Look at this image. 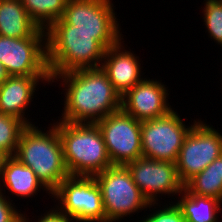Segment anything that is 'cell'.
<instances>
[{"label":"cell","mask_w":222,"mask_h":222,"mask_svg":"<svg viewBox=\"0 0 222 222\" xmlns=\"http://www.w3.org/2000/svg\"><path fill=\"white\" fill-rule=\"evenodd\" d=\"M55 81H60L65 91L59 121L96 124L121 109V95L101 67L58 74L52 78V83Z\"/></svg>","instance_id":"obj_1"},{"label":"cell","mask_w":222,"mask_h":222,"mask_svg":"<svg viewBox=\"0 0 222 222\" xmlns=\"http://www.w3.org/2000/svg\"><path fill=\"white\" fill-rule=\"evenodd\" d=\"M51 78L78 69L100 68L106 50L122 33L46 32Z\"/></svg>","instance_id":"obj_2"},{"label":"cell","mask_w":222,"mask_h":222,"mask_svg":"<svg viewBox=\"0 0 222 222\" xmlns=\"http://www.w3.org/2000/svg\"><path fill=\"white\" fill-rule=\"evenodd\" d=\"M43 131L27 125L21 132L15 154L21 163L31 168L42 184L53 193L70 176L64 161L62 143L56 125Z\"/></svg>","instance_id":"obj_3"},{"label":"cell","mask_w":222,"mask_h":222,"mask_svg":"<svg viewBox=\"0 0 222 222\" xmlns=\"http://www.w3.org/2000/svg\"><path fill=\"white\" fill-rule=\"evenodd\" d=\"M72 176H95L112 166L100 128L93 123L54 122Z\"/></svg>","instance_id":"obj_4"},{"label":"cell","mask_w":222,"mask_h":222,"mask_svg":"<svg viewBox=\"0 0 222 222\" xmlns=\"http://www.w3.org/2000/svg\"><path fill=\"white\" fill-rule=\"evenodd\" d=\"M94 177L101 191L106 222H119L144 209L150 211V202L134 183L126 166L112 165Z\"/></svg>","instance_id":"obj_5"},{"label":"cell","mask_w":222,"mask_h":222,"mask_svg":"<svg viewBox=\"0 0 222 222\" xmlns=\"http://www.w3.org/2000/svg\"><path fill=\"white\" fill-rule=\"evenodd\" d=\"M56 207L75 222H106L100 188L94 176L65 178L52 193Z\"/></svg>","instance_id":"obj_6"},{"label":"cell","mask_w":222,"mask_h":222,"mask_svg":"<svg viewBox=\"0 0 222 222\" xmlns=\"http://www.w3.org/2000/svg\"><path fill=\"white\" fill-rule=\"evenodd\" d=\"M180 117L173 109L164 116L141 121L142 157L176 163L185 136L197 122L194 119L186 126Z\"/></svg>","instance_id":"obj_7"},{"label":"cell","mask_w":222,"mask_h":222,"mask_svg":"<svg viewBox=\"0 0 222 222\" xmlns=\"http://www.w3.org/2000/svg\"><path fill=\"white\" fill-rule=\"evenodd\" d=\"M0 62L9 76H51L47 63V34L39 28L31 37L0 35Z\"/></svg>","instance_id":"obj_8"},{"label":"cell","mask_w":222,"mask_h":222,"mask_svg":"<svg viewBox=\"0 0 222 222\" xmlns=\"http://www.w3.org/2000/svg\"><path fill=\"white\" fill-rule=\"evenodd\" d=\"M112 0H68L46 32L122 33Z\"/></svg>","instance_id":"obj_9"},{"label":"cell","mask_w":222,"mask_h":222,"mask_svg":"<svg viewBox=\"0 0 222 222\" xmlns=\"http://www.w3.org/2000/svg\"><path fill=\"white\" fill-rule=\"evenodd\" d=\"M196 120L184 138L175 163L178 177L184 185L222 154L221 132L201 119Z\"/></svg>","instance_id":"obj_10"},{"label":"cell","mask_w":222,"mask_h":222,"mask_svg":"<svg viewBox=\"0 0 222 222\" xmlns=\"http://www.w3.org/2000/svg\"><path fill=\"white\" fill-rule=\"evenodd\" d=\"M112 165H122L142 157L141 121L122 108L98 121Z\"/></svg>","instance_id":"obj_11"},{"label":"cell","mask_w":222,"mask_h":222,"mask_svg":"<svg viewBox=\"0 0 222 222\" xmlns=\"http://www.w3.org/2000/svg\"><path fill=\"white\" fill-rule=\"evenodd\" d=\"M134 183L150 203H157L161 196H179L184 190L176 164L140 157L125 165ZM172 194V195H171Z\"/></svg>","instance_id":"obj_12"},{"label":"cell","mask_w":222,"mask_h":222,"mask_svg":"<svg viewBox=\"0 0 222 222\" xmlns=\"http://www.w3.org/2000/svg\"><path fill=\"white\" fill-rule=\"evenodd\" d=\"M166 86L159 79L144 78L121 96V108L138 121L164 116L173 110Z\"/></svg>","instance_id":"obj_13"},{"label":"cell","mask_w":222,"mask_h":222,"mask_svg":"<svg viewBox=\"0 0 222 222\" xmlns=\"http://www.w3.org/2000/svg\"><path fill=\"white\" fill-rule=\"evenodd\" d=\"M41 83L52 84L51 76H9L0 85V113L17 117L26 125H33V121L28 118L29 114L25 117V112Z\"/></svg>","instance_id":"obj_14"},{"label":"cell","mask_w":222,"mask_h":222,"mask_svg":"<svg viewBox=\"0 0 222 222\" xmlns=\"http://www.w3.org/2000/svg\"><path fill=\"white\" fill-rule=\"evenodd\" d=\"M122 40L106 50L101 64V69L121 96L144 79L139 56L131 49L125 50Z\"/></svg>","instance_id":"obj_15"},{"label":"cell","mask_w":222,"mask_h":222,"mask_svg":"<svg viewBox=\"0 0 222 222\" xmlns=\"http://www.w3.org/2000/svg\"><path fill=\"white\" fill-rule=\"evenodd\" d=\"M0 182L3 184L0 183L2 186H0V191L6 194V190H8L11 192L9 193L10 196L11 194L12 196L15 194L22 199L32 198L41 189L46 191V193L48 192L49 196H52V193L42 184L34 171L21 163L13 155H10L5 161ZM4 187H6V190Z\"/></svg>","instance_id":"obj_16"},{"label":"cell","mask_w":222,"mask_h":222,"mask_svg":"<svg viewBox=\"0 0 222 222\" xmlns=\"http://www.w3.org/2000/svg\"><path fill=\"white\" fill-rule=\"evenodd\" d=\"M40 27L30 18L22 0H0V35L31 37Z\"/></svg>","instance_id":"obj_17"},{"label":"cell","mask_w":222,"mask_h":222,"mask_svg":"<svg viewBox=\"0 0 222 222\" xmlns=\"http://www.w3.org/2000/svg\"><path fill=\"white\" fill-rule=\"evenodd\" d=\"M176 205L181 209L186 222H219L218 212L222 201L192 194L185 186Z\"/></svg>","instance_id":"obj_18"},{"label":"cell","mask_w":222,"mask_h":222,"mask_svg":"<svg viewBox=\"0 0 222 222\" xmlns=\"http://www.w3.org/2000/svg\"><path fill=\"white\" fill-rule=\"evenodd\" d=\"M184 186L192 194L222 201V154Z\"/></svg>","instance_id":"obj_19"},{"label":"cell","mask_w":222,"mask_h":222,"mask_svg":"<svg viewBox=\"0 0 222 222\" xmlns=\"http://www.w3.org/2000/svg\"><path fill=\"white\" fill-rule=\"evenodd\" d=\"M67 2L68 0H22L30 18L45 30L62 18Z\"/></svg>","instance_id":"obj_20"},{"label":"cell","mask_w":222,"mask_h":222,"mask_svg":"<svg viewBox=\"0 0 222 222\" xmlns=\"http://www.w3.org/2000/svg\"><path fill=\"white\" fill-rule=\"evenodd\" d=\"M26 126L17 117L0 113V147L7 154H15L21 132Z\"/></svg>","instance_id":"obj_21"},{"label":"cell","mask_w":222,"mask_h":222,"mask_svg":"<svg viewBox=\"0 0 222 222\" xmlns=\"http://www.w3.org/2000/svg\"><path fill=\"white\" fill-rule=\"evenodd\" d=\"M203 22L206 32L216 44L222 47V2L218 0H204Z\"/></svg>","instance_id":"obj_22"},{"label":"cell","mask_w":222,"mask_h":222,"mask_svg":"<svg viewBox=\"0 0 222 222\" xmlns=\"http://www.w3.org/2000/svg\"><path fill=\"white\" fill-rule=\"evenodd\" d=\"M158 203H150L148 207H152L150 211L151 213L149 212V214H147L148 217L145 215L143 220H141L140 217L138 222H186L181 209L176 205L175 202H170V206L166 203V205H162V207L160 205L161 203ZM156 205H160L159 209L155 207Z\"/></svg>","instance_id":"obj_23"},{"label":"cell","mask_w":222,"mask_h":222,"mask_svg":"<svg viewBox=\"0 0 222 222\" xmlns=\"http://www.w3.org/2000/svg\"><path fill=\"white\" fill-rule=\"evenodd\" d=\"M10 200L0 191V222H24V213L18 211L21 209H16L18 207Z\"/></svg>","instance_id":"obj_24"},{"label":"cell","mask_w":222,"mask_h":222,"mask_svg":"<svg viewBox=\"0 0 222 222\" xmlns=\"http://www.w3.org/2000/svg\"><path fill=\"white\" fill-rule=\"evenodd\" d=\"M37 220V222H75L71 217L61 212L56 206L51 208L49 211L46 210L44 214H41L40 217L38 216ZM24 222H30L29 217L27 218L26 212L24 213Z\"/></svg>","instance_id":"obj_25"},{"label":"cell","mask_w":222,"mask_h":222,"mask_svg":"<svg viewBox=\"0 0 222 222\" xmlns=\"http://www.w3.org/2000/svg\"><path fill=\"white\" fill-rule=\"evenodd\" d=\"M9 156L10 155L7 154L6 152H0V179H1L2 170L4 168L5 161Z\"/></svg>","instance_id":"obj_26"},{"label":"cell","mask_w":222,"mask_h":222,"mask_svg":"<svg viewBox=\"0 0 222 222\" xmlns=\"http://www.w3.org/2000/svg\"><path fill=\"white\" fill-rule=\"evenodd\" d=\"M9 77L4 65L0 62V85Z\"/></svg>","instance_id":"obj_27"}]
</instances>
